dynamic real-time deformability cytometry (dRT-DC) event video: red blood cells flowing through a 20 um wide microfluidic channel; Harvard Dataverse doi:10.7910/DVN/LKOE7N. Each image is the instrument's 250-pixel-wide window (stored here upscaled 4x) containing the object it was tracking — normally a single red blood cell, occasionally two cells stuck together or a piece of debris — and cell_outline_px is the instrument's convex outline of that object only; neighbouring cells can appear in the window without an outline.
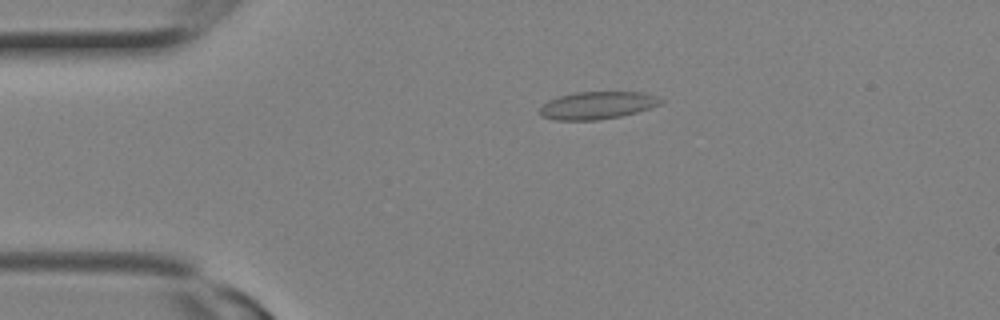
{"species": "Egyptian fruit bat (a non-hibernating species)", "species_latin": "Rousettus aegyptiacus", "temperature_condition": "room temperature", "stored_images_in_passage": 16, "camera_frame_rate_fps": 3000, "um_per_image_px": 0.085, "animal": {"sex": "female"}, "frame": {"image": 1, "passage_image": 6, "time_ms": 1.667, "image_size_px": [1000, 320], "cell_outline_px": [[664, 100], [660, 104], [636, 112], [620, 116], [596, 120], [556, 120], [540, 116], [540, 108], [548, 100], [560, 96], [576, 92], [640, 92], [656, 96]], "centroid_in_image_um": [50.74, 8.95], "position_along_channel_um": 34.3, "area_um2": 19.19}}
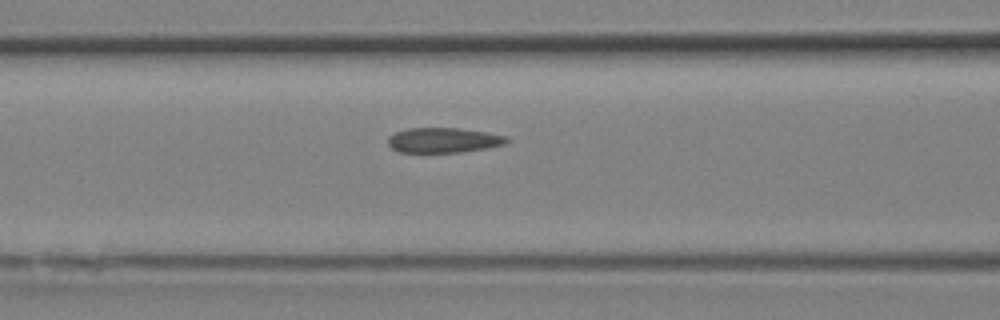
{"frame": {"image": 2, "passage_image": 11, "time_ms": 3.333, "image_size_px": [1000, 320], "cell_outline_px": [[512, 140], [504, 144], [484, 148], [460, 152], [400, 152], [392, 148], [388, 144], [388, 136], [396, 132], [408, 128], [460, 128], [484, 132], [504, 136]], "centroid_in_image_um": [37.66, 11.91], "position_along_channel_um": 128.9, "area_um2": 17.11}}
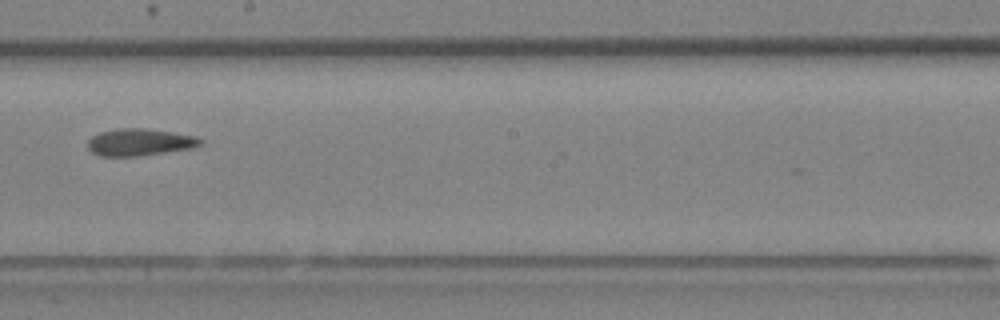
{"frame": {"image": 3, "passage_image": 15, "time_ms": 4.667, "image_size_px": [1000, 320], "cell_outline_px": [[204, 144], [192, 148], [136, 156], [100, 156], [92, 152], [88, 148], [88, 140], [92, 136], [100, 132], [116, 128], [148, 128], [196, 136], [204, 140]], "centroid_in_image_um": [11.89, 12.07], "position_along_channel_um": 236.3, "area_um2": 17.86}}